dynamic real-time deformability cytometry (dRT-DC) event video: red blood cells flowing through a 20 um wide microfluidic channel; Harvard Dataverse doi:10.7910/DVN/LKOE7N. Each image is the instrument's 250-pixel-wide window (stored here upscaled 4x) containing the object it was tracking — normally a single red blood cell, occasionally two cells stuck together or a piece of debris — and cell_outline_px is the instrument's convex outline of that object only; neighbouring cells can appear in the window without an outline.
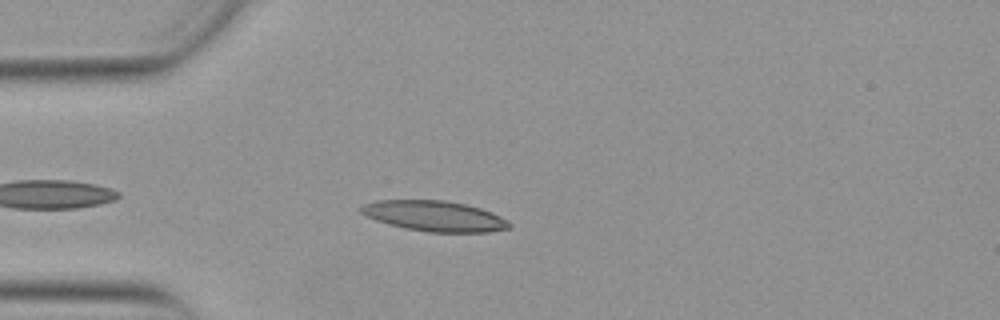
{"species": "Egyptian fruit bat (a non-hibernating species)", "species_latin": "Rousettus aegyptiacus", "temperature_condition": "warm", "stored_images_in_passage": 4, "camera_frame_rate_fps": 3000, "um_per_image_px": 0.085, "animal": {"sex": "female"}, "frame": {"image": 1, "passage_image": 2, "time_ms": 0.333, "image_size_px": [1000, 320], "cell_outline_px": [[512, 228], [488, 232], [428, 232], [388, 224], [376, 220], [360, 212], [360, 204], [376, 200], [444, 200], [464, 204], [480, 208], [492, 212], [500, 216], [512, 224]], "centroid_in_image_um": [36.93, 18.36], "position_along_channel_um": 48.1, "area_um2": 26.3}}